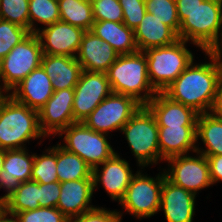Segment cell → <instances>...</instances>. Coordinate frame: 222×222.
Listing matches in <instances>:
<instances>
[{
    "mask_svg": "<svg viewBox=\"0 0 222 222\" xmlns=\"http://www.w3.org/2000/svg\"><path fill=\"white\" fill-rule=\"evenodd\" d=\"M210 62L191 64L170 84L163 93L171 100L193 108L197 113H208L218 84L222 78V70L216 57L205 52Z\"/></svg>",
    "mask_w": 222,
    "mask_h": 222,
    "instance_id": "cell-1",
    "label": "cell"
},
{
    "mask_svg": "<svg viewBox=\"0 0 222 222\" xmlns=\"http://www.w3.org/2000/svg\"><path fill=\"white\" fill-rule=\"evenodd\" d=\"M46 136L39 127L38 111L0 94V149H23L30 139Z\"/></svg>",
    "mask_w": 222,
    "mask_h": 222,
    "instance_id": "cell-2",
    "label": "cell"
},
{
    "mask_svg": "<svg viewBox=\"0 0 222 222\" xmlns=\"http://www.w3.org/2000/svg\"><path fill=\"white\" fill-rule=\"evenodd\" d=\"M177 15L180 21L179 39L191 41L202 51L210 52L222 38L221 2L203 0L193 10H177Z\"/></svg>",
    "mask_w": 222,
    "mask_h": 222,
    "instance_id": "cell-3",
    "label": "cell"
},
{
    "mask_svg": "<svg viewBox=\"0 0 222 222\" xmlns=\"http://www.w3.org/2000/svg\"><path fill=\"white\" fill-rule=\"evenodd\" d=\"M113 93L130 96L145 106L157 92L152 87L142 51L118 55L106 72Z\"/></svg>",
    "mask_w": 222,
    "mask_h": 222,
    "instance_id": "cell-4",
    "label": "cell"
},
{
    "mask_svg": "<svg viewBox=\"0 0 222 222\" xmlns=\"http://www.w3.org/2000/svg\"><path fill=\"white\" fill-rule=\"evenodd\" d=\"M187 43L179 39L171 45L144 51L149 80L156 92H163L194 60Z\"/></svg>",
    "mask_w": 222,
    "mask_h": 222,
    "instance_id": "cell-5",
    "label": "cell"
},
{
    "mask_svg": "<svg viewBox=\"0 0 222 222\" xmlns=\"http://www.w3.org/2000/svg\"><path fill=\"white\" fill-rule=\"evenodd\" d=\"M120 131L141 169L160 161L158 125L146 106H141Z\"/></svg>",
    "mask_w": 222,
    "mask_h": 222,
    "instance_id": "cell-6",
    "label": "cell"
},
{
    "mask_svg": "<svg viewBox=\"0 0 222 222\" xmlns=\"http://www.w3.org/2000/svg\"><path fill=\"white\" fill-rule=\"evenodd\" d=\"M43 50L36 33H30L0 61V94H8L30 72L41 66ZM2 87V88H1Z\"/></svg>",
    "mask_w": 222,
    "mask_h": 222,
    "instance_id": "cell-7",
    "label": "cell"
},
{
    "mask_svg": "<svg viewBox=\"0 0 222 222\" xmlns=\"http://www.w3.org/2000/svg\"><path fill=\"white\" fill-rule=\"evenodd\" d=\"M64 144L60 146L66 151L78 155L93 170L116 152L108 142V134L96 132L83 122H76L63 129L59 134Z\"/></svg>",
    "mask_w": 222,
    "mask_h": 222,
    "instance_id": "cell-8",
    "label": "cell"
},
{
    "mask_svg": "<svg viewBox=\"0 0 222 222\" xmlns=\"http://www.w3.org/2000/svg\"><path fill=\"white\" fill-rule=\"evenodd\" d=\"M165 178V172L153 178L137 171L119 204L138 219L153 216L160 209L161 189Z\"/></svg>",
    "mask_w": 222,
    "mask_h": 222,
    "instance_id": "cell-9",
    "label": "cell"
},
{
    "mask_svg": "<svg viewBox=\"0 0 222 222\" xmlns=\"http://www.w3.org/2000/svg\"><path fill=\"white\" fill-rule=\"evenodd\" d=\"M142 105L130 96L111 93L83 121L90 129L109 134L121 130Z\"/></svg>",
    "mask_w": 222,
    "mask_h": 222,
    "instance_id": "cell-10",
    "label": "cell"
},
{
    "mask_svg": "<svg viewBox=\"0 0 222 222\" xmlns=\"http://www.w3.org/2000/svg\"><path fill=\"white\" fill-rule=\"evenodd\" d=\"M195 153L197 157L185 154L167 159L169 168L163 170L170 182L196 195L212 183L207 158L199 152Z\"/></svg>",
    "mask_w": 222,
    "mask_h": 222,
    "instance_id": "cell-11",
    "label": "cell"
},
{
    "mask_svg": "<svg viewBox=\"0 0 222 222\" xmlns=\"http://www.w3.org/2000/svg\"><path fill=\"white\" fill-rule=\"evenodd\" d=\"M112 93L106 73L82 70L74 88L73 115L83 122L90 113Z\"/></svg>",
    "mask_w": 222,
    "mask_h": 222,
    "instance_id": "cell-12",
    "label": "cell"
},
{
    "mask_svg": "<svg viewBox=\"0 0 222 222\" xmlns=\"http://www.w3.org/2000/svg\"><path fill=\"white\" fill-rule=\"evenodd\" d=\"M74 88L54 91L52 97L38 110L39 127L46 136L59 134L76 123L73 115Z\"/></svg>",
    "mask_w": 222,
    "mask_h": 222,
    "instance_id": "cell-13",
    "label": "cell"
},
{
    "mask_svg": "<svg viewBox=\"0 0 222 222\" xmlns=\"http://www.w3.org/2000/svg\"><path fill=\"white\" fill-rule=\"evenodd\" d=\"M42 28L36 34L43 54L76 57L85 30L63 21Z\"/></svg>",
    "mask_w": 222,
    "mask_h": 222,
    "instance_id": "cell-14",
    "label": "cell"
},
{
    "mask_svg": "<svg viewBox=\"0 0 222 222\" xmlns=\"http://www.w3.org/2000/svg\"><path fill=\"white\" fill-rule=\"evenodd\" d=\"M101 165H103L101 171L99 166L93 169L94 191L101 183L112 201H118L119 203L135 174L130 169L128 161L122 159L117 152Z\"/></svg>",
    "mask_w": 222,
    "mask_h": 222,
    "instance_id": "cell-15",
    "label": "cell"
},
{
    "mask_svg": "<svg viewBox=\"0 0 222 222\" xmlns=\"http://www.w3.org/2000/svg\"><path fill=\"white\" fill-rule=\"evenodd\" d=\"M118 55L108 42L86 31L75 58L83 70L106 73Z\"/></svg>",
    "mask_w": 222,
    "mask_h": 222,
    "instance_id": "cell-16",
    "label": "cell"
},
{
    "mask_svg": "<svg viewBox=\"0 0 222 222\" xmlns=\"http://www.w3.org/2000/svg\"><path fill=\"white\" fill-rule=\"evenodd\" d=\"M12 92V93H11ZM8 93L15 101L39 110L53 95L51 79L42 66L34 69Z\"/></svg>",
    "mask_w": 222,
    "mask_h": 222,
    "instance_id": "cell-17",
    "label": "cell"
},
{
    "mask_svg": "<svg viewBox=\"0 0 222 222\" xmlns=\"http://www.w3.org/2000/svg\"><path fill=\"white\" fill-rule=\"evenodd\" d=\"M196 195L174 185L167 178L161 189L160 209L167 222H193Z\"/></svg>",
    "mask_w": 222,
    "mask_h": 222,
    "instance_id": "cell-18",
    "label": "cell"
},
{
    "mask_svg": "<svg viewBox=\"0 0 222 222\" xmlns=\"http://www.w3.org/2000/svg\"><path fill=\"white\" fill-rule=\"evenodd\" d=\"M145 106L153 114L158 126H197L199 113L171 100L163 92H157Z\"/></svg>",
    "mask_w": 222,
    "mask_h": 222,
    "instance_id": "cell-19",
    "label": "cell"
},
{
    "mask_svg": "<svg viewBox=\"0 0 222 222\" xmlns=\"http://www.w3.org/2000/svg\"><path fill=\"white\" fill-rule=\"evenodd\" d=\"M94 192L93 179H79L60 183L57 208L68 218L77 217L93 208L90 205Z\"/></svg>",
    "mask_w": 222,
    "mask_h": 222,
    "instance_id": "cell-20",
    "label": "cell"
},
{
    "mask_svg": "<svg viewBox=\"0 0 222 222\" xmlns=\"http://www.w3.org/2000/svg\"><path fill=\"white\" fill-rule=\"evenodd\" d=\"M28 149L5 150L3 170L0 173V189H6L3 196L7 199L22 183L31 180L34 154H28Z\"/></svg>",
    "mask_w": 222,
    "mask_h": 222,
    "instance_id": "cell-21",
    "label": "cell"
},
{
    "mask_svg": "<svg viewBox=\"0 0 222 222\" xmlns=\"http://www.w3.org/2000/svg\"><path fill=\"white\" fill-rule=\"evenodd\" d=\"M197 126H158L160 161L196 152Z\"/></svg>",
    "mask_w": 222,
    "mask_h": 222,
    "instance_id": "cell-22",
    "label": "cell"
},
{
    "mask_svg": "<svg viewBox=\"0 0 222 222\" xmlns=\"http://www.w3.org/2000/svg\"><path fill=\"white\" fill-rule=\"evenodd\" d=\"M41 66L51 79L54 91L75 88L82 66L75 57L43 54Z\"/></svg>",
    "mask_w": 222,
    "mask_h": 222,
    "instance_id": "cell-23",
    "label": "cell"
},
{
    "mask_svg": "<svg viewBox=\"0 0 222 222\" xmlns=\"http://www.w3.org/2000/svg\"><path fill=\"white\" fill-rule=\"evenodd\" d=\"M138 51L168 46L179 40L178 34L153 14L145 13L141 23L134 29Z\"/></svg>",
    "mask_w": 222,
    "mask_h": 222,
    "instance_id": "cell-24",
    "label": "cell"
},
{
    "mask_svg": "<svg viewBox=\"0 0 222 222\" xmlns=\"http://www.w3.org/2000/svg\"><path fill=\"white\" fill-rule=\"evenodd\" d=\"M91 31L108 42L119 55L138 52L134 30L123 22L94 21Z\"/></svg>",
    "mask_w": 222,
    "mask_h": 222,
    "instance_id": "cell-25",
    "label": "cell"
},
{
    "mask_svg": "<svg viewBox=\"0 0 222 222\" xmlns=\"http://www.w3.org/2000/svg\"><path fill=\"white\" fill-rule=\"evenodd\" d=\"M197 142L200 139L206 149L196 148V152L208 156L222 155V118L208 113H200L197 118Z\"/></svg>",
    "mask_w": 222,
    "mask_h": 222,
    "instance_id": "cell-26",
    "label": "cell"
},
{
    "mask_svg": "<svg viewBox=\"0 0 222 222\" xmlns=\"http://www.w3.org/2000/svg\"><path fill=\"white\" fill-rule=\"evenodd\" d=\"M56 171L60 183L79 179H93V170L78 155L56 145Z\"/></svg>",
    "mask_w": 222,
    "mask_h": 222,
    "instance_id": "cell-27",
    "label": "cell"
},
{
    "mask_svg": "<svg viewBox=\"0 0 222 222\" xmlns=\"http://www.w3.org/2000/svg\"><path fill=\"white\" fill-rule=\"evenodd\" d=\"M60 21L91 31L94 19L90 0H58Z\"/></svg>",
    "mask_w": 222,
    "mask_h": 222,
    "instance_id": "cell-28",
    "label": "cell"
},
{
    "mask_svg": "<svg viewBox=\"0 0 222 222\" xmlns=\"http://www.w3.org/2000/svg\"><path fill=\"white\" fill-rule=\"evenodd\" d=\"M39 183L34 180L22 182L16 190L6 199L7 214L35 210L40 207Z\"/></svg>",
    "mask_w": 222,
    "mask_h": 222,
    "instance_id": "cell-29",
    "label": "cell"
},
{
    "mask_svg": "<svg viewBox=\"0 0 222 222\" xmlns=\"http://www.w3.org/2000/svg\"><path fill=\"white\" fill-rule=\"evenodd\" d=\"M44 26L60 21L58 0H29V32L36 33L39 29L35 22Z\"/></svg>",
    "mask_w": 222,
    "mask_h": 222,
    "instance_id": "cell-30",
    "label": "cell"
},
{
    "mask_svg": "<svg viewBox=\"0 0 222 222\" xmlns=\"http://www.w3.org/2000/svg\"><path fill=\"white\" fill-rule=\"evenodd\" d=\"M56 167V146L47 148L39 156L34 153L31 180L42 184L59 181Z\"/></svg>",
    "mask_w": 222,
    "mask_h": 222,
    "instance_id": "cell-31",
    "label": "cell"
},
{
    "mask_svg": "<svg viewBox=\"0 0 222 222\" xmlns=\"http://www.w3.org/2000/svg\"><path fill=\"white\" fill-rule=\"evenodd\" d=\"M146 12L171 27L179 37L180 21L175 0H145Z\"/></svg>",
    "mask_w": 222,
    "mask_h": 222,
    "instance_id": "cell-32",
    "label": "cell"
},
{
    "mask_svg": "<svg viewBox=\"0 0 222 222\" xmlns=\"http://www.w3.org/2000/svg\"><path fill=\"white\" fill-rule=\"evenodd\" d=\"M0 19L29 30V0H0Z\"/></svg>",
    "mask_w": 222,
    "mask_h": 222,
    "instance_id": "cell-33",
    "label": "cell"
},
{
    "mask_svg": "<svg viewBox=\"0 0 222 222\" xmlns=\"http://www.w3.org/2000/svg\"><path fill=\"white\" fill-rule=\"evenodd\" d=\"M29 34L28 29L0 19V61Z\"/></svg>",
    "mask_w": 222,
    "mask_h": 222,
    "instance_id": "cell-34",
    "label": "cell"
},
{
    "mask_svg": "<svg viewBox=\"0 0 222 222\" xmlns=\"http://www.w3.org/2000/svg\"><path fill=\"white\" fill-rule=\"evenodd\" d=\"M17 222H69V219L57 207H39L14 215Z\"/></svg>",
    "mask_w": 222,
    "mask_h": 222,
    "instance_id": "cell-35",
    "label": "cell"
},
{
    "mask_svg": "<svg viewBox=\"0 0 222 222\" xmlns=\"http://www.w3.org/2000/svg\"><path fill=\"white\" fill-rule=\"evenodd\" d=\"M94 21L123 22V10L118 0H90Z\"/></svg>",
    "mask_w": 222,
    "mask_h": 222,
    "instance_id": "cell-36",
    "label": "cell"
},
{
    "mask_svg": "<svg viewBox=\"0 0 222 222\" xmlns=\"http://www.w3.org/2000/svg\"><path fill=\"white\" fill-rule=\"evenodd\" d=\"M123 10V23L135 29L146 13L145 0H118Z\"/></svg>",
    "mask_w": 222,
    "mask_h": 222,
    "instance_id": "cell-37",
    "label": "cell"
},
{
    "mask_svg": "<svg viewBox=\"0 0 222 222\" xmlns=\"http://www.w3.org/2000/svg\"><path fill=\"white\" fill-rule=\"evenodd\" d=\"M123 214L117 210H107L105 207H95L77 217L69 219V222H121Z\"/></svg>",
    "mask_w": 222,
    "mask_h": 222,
    "instance_id": "cell-38",
    "label": "cell"
},
{
    "mask_svg": "<svg viewBox=\"0 0 222 222\" xmlns=\"http://www.w3.org/2000/svg\"><path fill=\"white\" fill-rule=\"evenodd\" d=\"M60 196V182L39 183L40 207H56Z\"/></svg>",
    "mask_w": 222,
    "mask_h": 222,
    "instance_id": "cell-39",
    "label": "cell"
},
{
    "mask_svg": "<svg viewBox=\"0 0 222 222\" xmlns=\"http://www.w3.org/2000/svg\"><path fill=\"white\" fill-rule=\"evenodd\" d=\"M207 160L212 185L222 181V155L208 156Z\"/></svg>",
    "mask_w": 222,
    "mask_h": 222,
    "instance_id": "cell-40",
    "label": "cell"
},
{
    "mask_svg": "<svg viewBox=\"0 0 222 222\" xmlns=\"http://www.w3.org/2000/svg\"><path fill=\"white\" fill-rule=\"evenodd\" d=\"M209 113L216 117L222 118V78L218 84Z\"/></svg>",
    "mask_w": 222,
    "mask_h": 222,
    "instance_id": "cell-41",
    "label": "cell"
},
{
    "mask_svg": "<svg viewBox=\"0 0 222 222\" xmlns=\"http://www.w3.org/2000/svg\"><path fill=\"white\" fill-rule=\"evenodd\" d=\"M203 0H175L177 10H193Z\"/></svg>",
    "mask_w": 222,
    "mask_h": 222,
    "instance_id": "cell-42",
    "label": "cell"
},
{
    "mask_svg": "<svg viewBox=\"0 0 222 222\" xmlns=\"http://www.w3.org/2000/svg\"><path fill=\"white\" fill-rule=\"evenodd\" d=\"M217 59L219 67L222 70V38L219 40L218 44L210 51Z\"/></svg>",
    "mask_w": 222,
    "mask_h": 222,
    "instance_id": "cell-43",
    "label": "cell"
},
{
    "mask_svg": "<svg viewBox=\"0 0 222 222\" xmlns=\"http://www.w3.org/2000/svg\"><path fill=\"white\" fill-rule=\"evenodd\" d=\"M7 214V205H6V199L1 196L0 197V219Z\"/></svg>",
    "mask_w": 222,
    "mask_h": 222,
    "instance_id": "cell-44",
    "label": "cell"
},
{
    "mask_svg": "<svg viewBox=\"0 0 222 222\" xmlns=\"http://www.w3.org/2000/svg\"><path fill=\"white\" fill-rule=\"evenodd\" d=\"M10 217V218H9ZM0 222H17L13 215L5 214L1 219Z\"/></svg>",
    "mask_w": 222,
    "mask_h": 222,
    "instance_id": "cell-45",
    "label": "cell"
},
{
    "mask_svg": "<svg viewBox=\"0 0 222 222\" xmlns=\"http://www.w3.org/2000/svg\"><path fill=\"white\" fill-rule=\"evenodd\" d=\"M4 160H5V150H1L0 149V173L2 172L3 170V163H4Z\"/></svg>",
    "mask_w": 222,
    "mask_h": 222,
    "instance_id": "cell-46",
    "label": "cell"
}]
</instances>
